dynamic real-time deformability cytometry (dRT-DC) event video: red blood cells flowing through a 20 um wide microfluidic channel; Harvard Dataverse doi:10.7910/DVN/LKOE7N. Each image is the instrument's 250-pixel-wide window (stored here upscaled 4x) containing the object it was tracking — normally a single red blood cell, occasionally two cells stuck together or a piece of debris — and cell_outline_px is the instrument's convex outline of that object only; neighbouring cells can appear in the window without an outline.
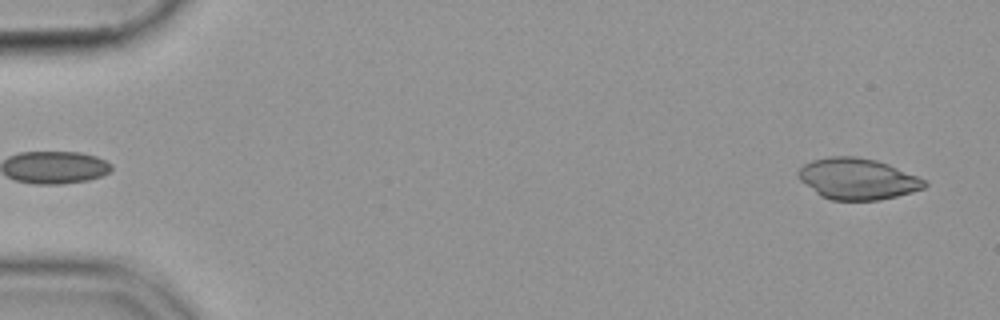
{"species": "common noctule bat (a hibernating species)", "species_latin": "Nyctalus noctula", "temperature_condition": "cold", "stored_images_in_passage": 54, "camera_frame_rate_fps": 3000, "um_per_image_px": 0.085, "animal": {"sex": "female", "body_mass_g": 19.9}, "frame": {"image": 1, "passage_image": 2, "time_ms": 0.333, "image_size_px": [1000, 320], "cell_outline_px": [[928, 184], [924, 188], [912, 192], [880, 200], [832, 200], [820, 196], [800, 180], [796, 176], [800, 168], [804, 164], [812, 160], [828, 156], [856, 156], [876, 160], [888, 164], [916, 176], [924, 180]], "centroid_in_image_um": [72.86, 15.2], "position_along_channel_um": 12.1, "area_um2": 30.23}}
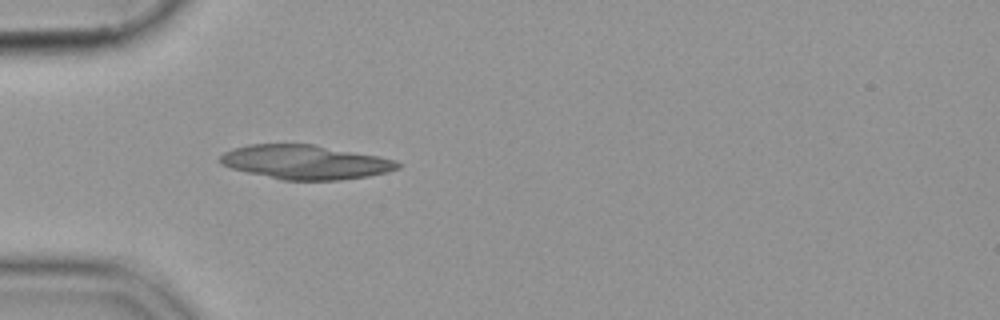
{"frame": {"image": 2, "passage_image": 16, "time_ms": 5.0, "image_size_px": [1000, 320], "cell_outline_px": [[400, 168], [388, 172], [368, 176], [340, 180], [280, 180], [232, 168], [220, 164], [216, 160], [224, 152], [236, 148], [252, 144], [312, 144], [376, 156], [396, 160], [400, 164]], "centroid_in_image_um": [25.93, 13.79], "position_along_channel_um": 59.1, "area_um2": 35.14}}